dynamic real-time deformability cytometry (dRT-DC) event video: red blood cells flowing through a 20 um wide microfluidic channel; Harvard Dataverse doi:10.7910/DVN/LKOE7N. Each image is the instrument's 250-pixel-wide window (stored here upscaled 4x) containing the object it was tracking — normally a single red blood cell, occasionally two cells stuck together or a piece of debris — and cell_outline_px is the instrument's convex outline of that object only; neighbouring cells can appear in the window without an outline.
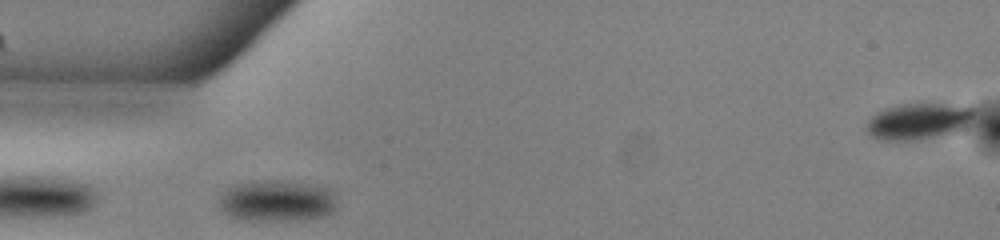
{"species": "common noctule bat (a hibernating species)", "species_latin": "Nyctalus noctula", "temperature_condition": "warm", "stored_images_in_passage": 37, "camera_frame_rate_fps": 3000, "um_per_image_px": 0.085, "animal": {"sex": "male", "body_mass_g": 13.0, "forearm_length_mm": 53.1}, "frame": {"image": 1, "passage_image": 15, "time_ms": 4.667, "image_size_px": [1000, 240], "cell_outline_px": [[336, 208], [332, 212], [324, 216], [304, 220], [236, 220], [228, 216], [220, 208], [220, 196], [224, 188], [248, 180], [280, 180], [312, 184], [328, 188], [332, 192], [336, 200]], "centroid_in_image_um": [23.5, 17.06], "position_along_channel_um": 61.5, "area_um2": 29.07}}
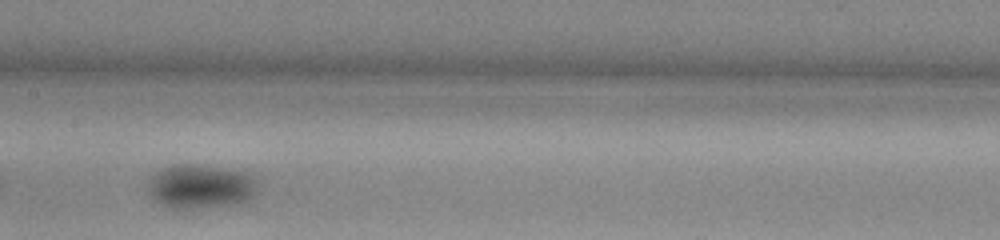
{"frame": {"image": 2, "passage_image": 25, "time_ms": 8.0, "image_size_px": [1000, 240], "cell_outline_px": [[260, 192], [248, 200], [236, 204], [192, 208], [172, 208], [156, 200], [148, 192], [148, 184], [152, 176], [160, 168], [172, 164], [196, 164], [228, 168], [244, 172], [252, 176], [256, 180]], "centroid_in_image_um": [17.09, 15.82], "position_along_channel_um": 190.3, "area_um2": 28.38}}
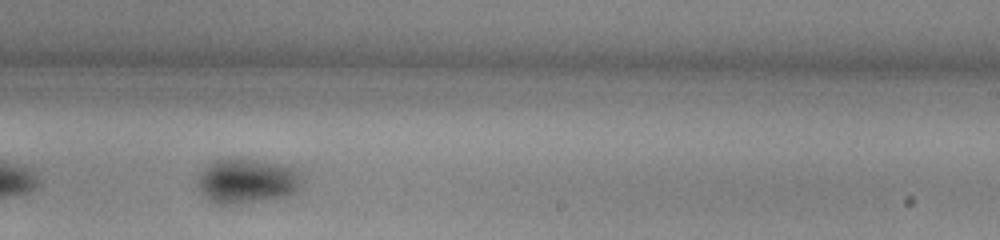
{"frame": {"image": 3, "passage_image": 31, "time_ms": 10.0, "image_size_px": [1000, 240], "cell_outline_px": [[300, 188], [296, 192], [288, 196], [232, 204], [220, 204], [208, 200], [200, 188], [200, 176], [216, 160], [256, 160], [296, 168], [300, 172]], "centroid_in_image_um": [21.08, 15.41], "position_along_channel_um": 267.9, "area_um2": 26.07}}